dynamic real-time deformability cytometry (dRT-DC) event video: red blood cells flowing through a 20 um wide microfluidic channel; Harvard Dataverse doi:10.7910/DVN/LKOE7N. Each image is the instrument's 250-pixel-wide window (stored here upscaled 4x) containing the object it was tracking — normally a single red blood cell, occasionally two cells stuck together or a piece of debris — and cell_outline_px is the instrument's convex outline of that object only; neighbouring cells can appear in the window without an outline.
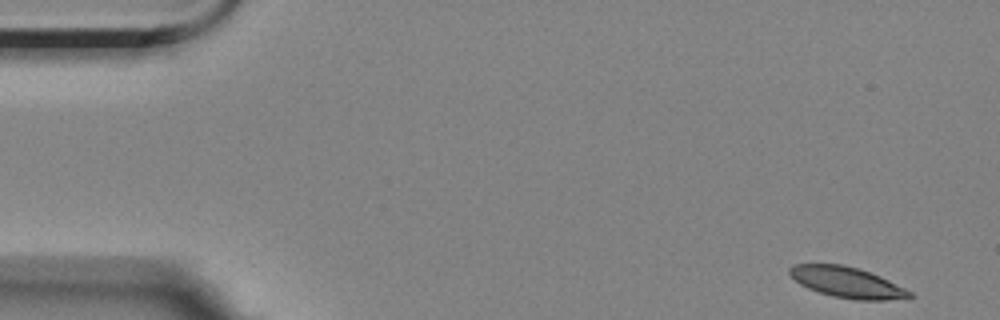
{"species": "Egyptian fruit bat (a non-hibernating species)", "species_latin": "Rousettus aegyptiacus", "temperature_condition": "room temperature", "stored_images_in_passage": 7, "camera_frame_rate_fps": 3000, "um_per_image_px": 0.085, "animal": {"sex": "female"}, "frame": {"image": 1, "passage_image": 1, "time_ms": 0.0, "image_size_px": [1000, 320], "cell_outline_px": [[916, 296], [908, 300], [856, 300], [832, 296], [808, 288], [800, 284], [788, 272], [788, 268], [792, 264], [844, 264], [880, 276], [912, 292]], "centroid_in_image_um": [72.05, 24.02], "position_along_channel_um": 12.9, "area_um2": 21.62}}
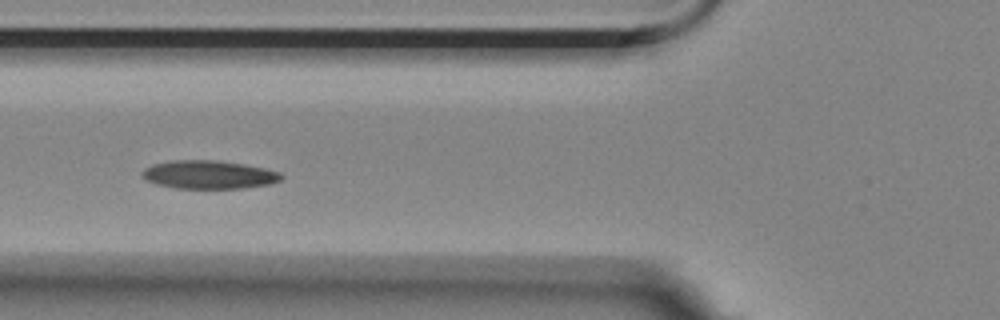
{"frame": {"image": 2, "passage_image": 6, "time_ms": 6.0, "image_size_px": [1000, 320], "cell_outline_px": [[284, 176], [280, 180], [272, 184], [244, 188], [176, 188], [156, 184], [148, 180], [140, 172], [144, 168], [152, 164], [172, 160], [216, 160], [244, 164], [264, 168], [280, 172]], "centroid_in_image_um": [17.77, 14.84], "position_along_channel_um": 108.0, "area_um2": 23.0}}
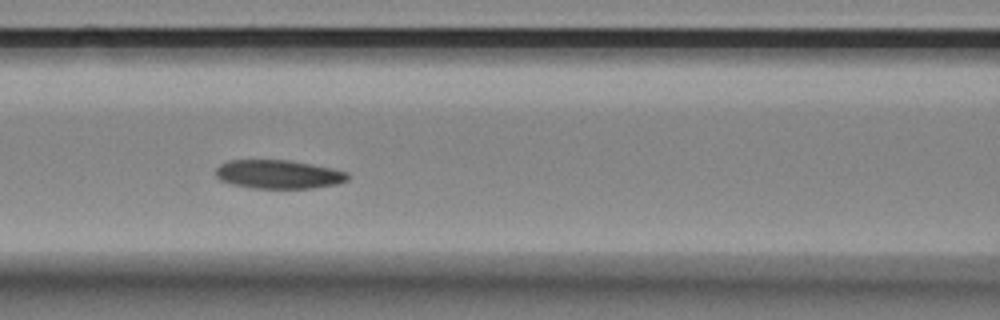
{"frame": {"image": 3, "passage_image": 7, "time_ms": 7.0, "image_size_px": [1000, 320], "cell_outline_px": [[348, 180], [336, 184], [312, 188], [252, 188], [232, 184], [220, 180], [216, 176], [216, 168], [220, 164], [228, 160], [288, 160], [312, 164], [332, 168], [348, 172]], "centroid_in_image_um": [23.66, 14.81], "position_along_channel_um": 142.9, "area_um2": 22.08}}